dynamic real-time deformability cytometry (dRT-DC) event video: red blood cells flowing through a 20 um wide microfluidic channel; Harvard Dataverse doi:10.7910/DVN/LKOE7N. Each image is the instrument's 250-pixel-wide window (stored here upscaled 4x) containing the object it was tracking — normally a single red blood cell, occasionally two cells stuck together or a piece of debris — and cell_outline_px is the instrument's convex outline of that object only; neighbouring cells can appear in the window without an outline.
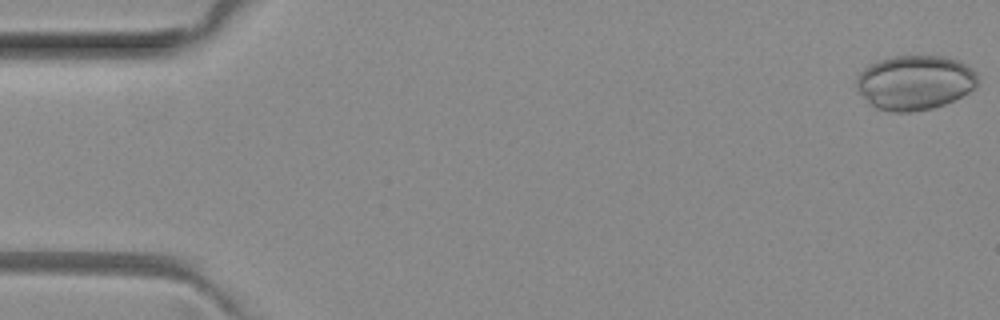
{"species": "common noctule bat (a hibernating species)", "species_latin": "Nyctalus noctula", "temperature_condition": "room temperature", "stored_images_in_passage": 4, "camera_frame_rate_fps": 3000, "um_per_image_px": 0.085, "animal": {"sex": "female", "body_mass_g": 29.2, "forearm_length_mm": 56.3}, "frame": {"image": 1, "passage_image": 1, "time_ms": 0.0, "image_size_px": [1000, 320], "cell_outline_px": [[976, 88], [944, 104], [932, 108], [912, 112], [892, 112], [876, 108], [868, 104], [856, 88], [856, 80], [860, 72], [868, 64], [892, 56], [944, 56], [956, 60], [972, 68], [976, 72]], "centroid_in_image_um": [77.72, 7.02], "position_along_channel_um": 7.3, "area_um2": 38.61}}